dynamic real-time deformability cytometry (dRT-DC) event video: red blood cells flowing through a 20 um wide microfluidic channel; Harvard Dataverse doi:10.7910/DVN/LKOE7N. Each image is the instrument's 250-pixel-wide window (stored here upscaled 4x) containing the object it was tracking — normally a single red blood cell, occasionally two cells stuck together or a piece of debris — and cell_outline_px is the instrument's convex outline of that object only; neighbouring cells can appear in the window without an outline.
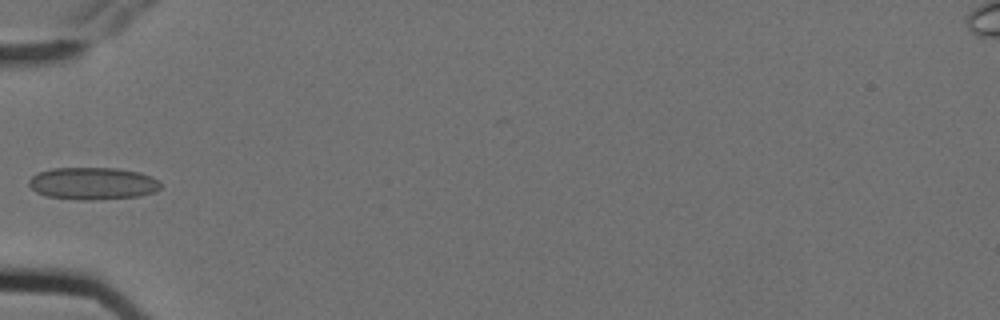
{"species": "Egyptian fruit bat (a non-hibernating species)", "species_latin": "Rousettus aegyptiacus", "temperature_condition": "cold", "stored_images_in_passage": 4, "camera_frame_rate_fps": 3000, "um_per_image_px": 0.085, "animal": {"sex": "female"}, "frame": {"image": 1, "passage_image": 4, "time_ms": 1.0, "image_size_px": [1000, 320], "cell_outline_px": [[160, 188], [156, 192], [140, 196], [92, 200], [80, 200], [48, 196], [36, 192], [28, 184], [28, 180], [32, 176], [40, 172], [52, 168], [116, 168], [140, 172], [152, 176], [160, 180]], "centroid_in_image_um": [7.92, 15.59], "position_along_channel_um": 77.1, "area_um2": 24.91}}